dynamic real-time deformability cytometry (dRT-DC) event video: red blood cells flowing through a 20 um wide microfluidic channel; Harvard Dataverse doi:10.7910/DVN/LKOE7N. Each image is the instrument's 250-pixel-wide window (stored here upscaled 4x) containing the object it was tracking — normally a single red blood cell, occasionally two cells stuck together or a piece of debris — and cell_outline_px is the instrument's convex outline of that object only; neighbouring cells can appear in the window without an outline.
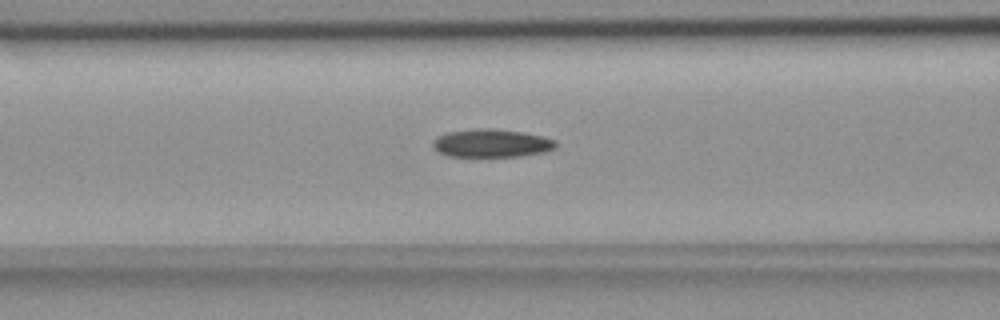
{"species": "common noctule bat (a hibernating species)", "species_latin": "Nyctalus noctula", "temperature_condition": "room temperature", "stored_images_in_passage": 53, "camera_frame_rate_fps": 3000, "um_per_image_px": 0.085, "animal": {"sex": "female", "body_mass_g": 18.4}, "frame": {"image": 1, "passage_image": 21, "time_ms": 6.667, "image_size_px": [1000, 320], "cell_outline_px": [[556, 148], [544, 152], [520, 156], [448, 156], [440, 152], [432, 144], [440, 136], [448, 132], [480, 128], [488, 128], [520, 132], [540, 136], [556, 140]], "centroid_in_image_um": [41.82, 12.18], "position_along_channel_um": 124.8, "area_um2": 19.65}}
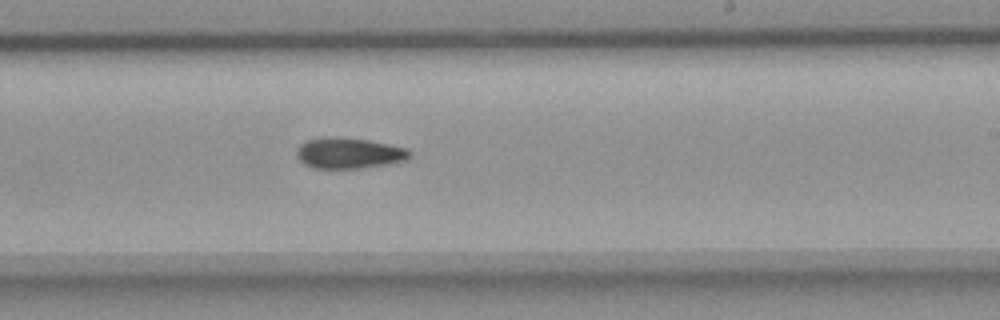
{"frame": {"image": 2, "passage_image": 32, "time_ms": 10.333, "image_size_px": [1000, 320], "cell_outline_px": [[412, 152], [404, 160], [388, 164], [360, 168], [312, 168], [304, 164], [296, 156], [296, 152], [300, 144], [308, 140], [368, 140], [408, 148]], "centroid_in_image_um": [29.69, 13.07], "position_along_channel_um": 259.3, "area_um2": 19.31}}
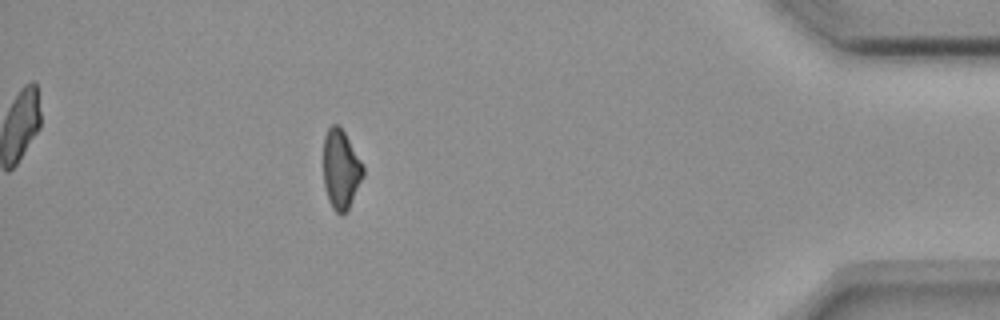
{"frame": {"image": 3, "passage_image": 48, "time_ms": 15.667, "image_size_px": [1000, 320], "cell_outline_px": [[364, 176], [348, 208], [340, 216], [332, 208], [328, 200], [324, 188], [324, 136], [328, 128], [332, 124], [336, 124], [344, 132], [364, 164]], "centroid_in_image_um": [28.98, 14.4], "position_along_channel_um": 406.2, "area_um2": 18.38}}